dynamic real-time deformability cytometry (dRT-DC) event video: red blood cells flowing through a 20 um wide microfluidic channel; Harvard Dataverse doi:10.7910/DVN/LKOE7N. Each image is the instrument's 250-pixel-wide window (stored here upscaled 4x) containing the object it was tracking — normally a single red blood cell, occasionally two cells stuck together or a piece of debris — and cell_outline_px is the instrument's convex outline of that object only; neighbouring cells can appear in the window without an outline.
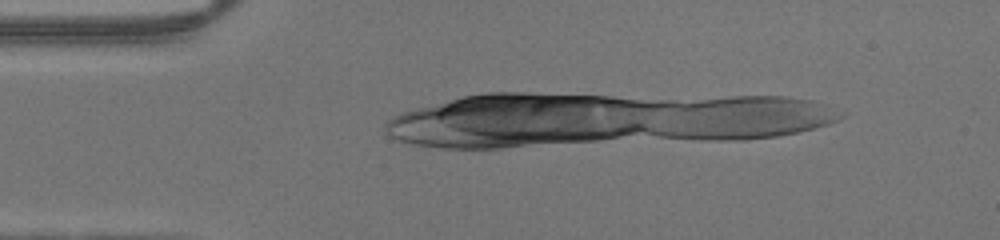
{"species": "human", "species_latin": "Homo sapiens", "temperature_condition": "warm", "stored_images_in_passage": 11, "segment_of_instrument_passage": [2, 2], "camera_frame_rate_fps": 3000, "um_per_image_px": 0.085, "donor": {"sex": "male"}, "frame": {"image": 1, "passage_image": 8, "time_ms": 2.333, "image_size_px": [1000, 240], "cell_outline_px": [[672, 104], [644, 128], [612, 136], [508, 144], [464, 144], [428, 112], [456, 100], [472, 96], [596, 96]], "centroid_in_image_um": [46.18, 10.03], "position_along_channel_um": 38.8, "area_um2": 64.56}}